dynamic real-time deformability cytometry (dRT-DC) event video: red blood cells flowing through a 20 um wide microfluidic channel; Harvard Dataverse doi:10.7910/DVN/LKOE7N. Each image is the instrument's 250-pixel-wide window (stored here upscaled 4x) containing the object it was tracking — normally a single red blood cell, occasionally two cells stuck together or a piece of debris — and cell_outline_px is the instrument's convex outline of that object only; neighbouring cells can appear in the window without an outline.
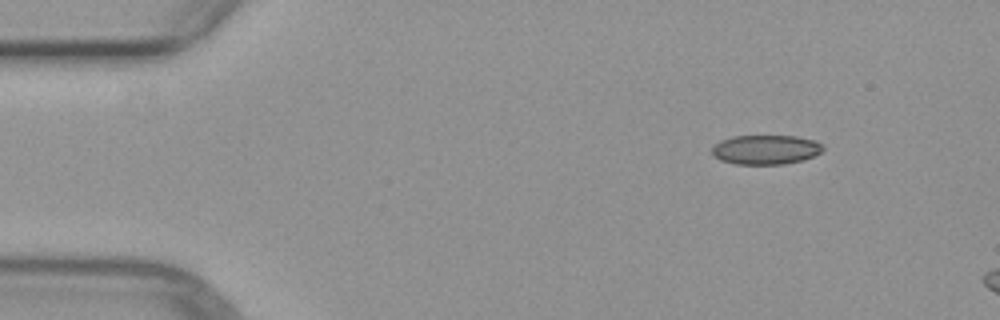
{"species": "common noctule bat (a hibernating species)", "species_latin": "Nyctalus noctula", "temperature_condition": "warm", "stored_images_in_passage": 3, "camera_frame_rate_fps": 3000, "um_per_image_px": 0.085, "animal": {"sex": "female", "body_mass_g": 29.2, "forearm_length_mm": 56.3}, "frame": {"image": 1, "passage_image": 1, "time_ms": 0.0, "image_size_px": [1000, 320], "cell_outline_px": [[824, 148], [820, 152], [804, 160], [784, 164], [736, 164], [720, 160], [712, 156], [712, 148], [720, 140], [732, 136], [796, 136], [812, 140], [824, 144]], "centroid_in_image_um": [65.07, 12.72], "position_along_channel_um": 19.9, "area_um2": 19.07}}